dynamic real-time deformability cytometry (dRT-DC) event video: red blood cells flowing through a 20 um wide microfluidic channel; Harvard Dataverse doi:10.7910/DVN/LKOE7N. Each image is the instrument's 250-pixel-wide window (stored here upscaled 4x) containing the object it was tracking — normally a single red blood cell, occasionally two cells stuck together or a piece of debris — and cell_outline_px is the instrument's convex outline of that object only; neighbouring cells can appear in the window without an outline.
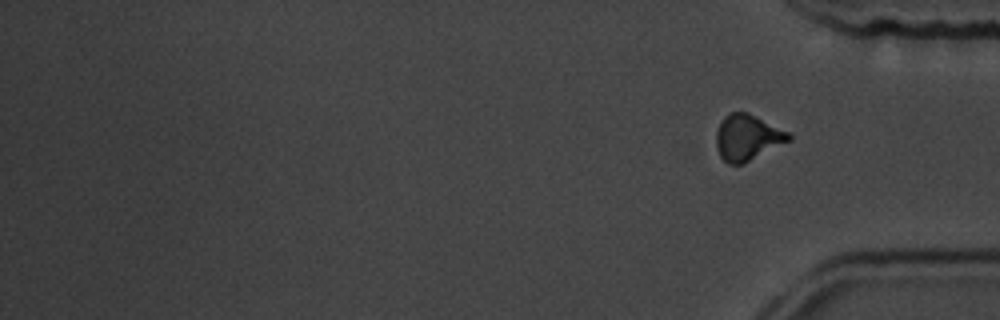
{"species": "common noctule bat (a hibernating species)", "species_latin": "Nyctalus noctula", "temperature_condition": "room temperature", "stored_images_in_passage": 14, "segment_of_instrument_passage": [2, 2], "camera_frame_rate_fps": 3000, "um_per_image_px": 0.085, "animal": {"sex": "male", "body_mass_g": 19.5, "forearm_length_mm": 54.6}, "frame": {"image": 1, "passage_image": 14, "time_ms": 16.333, "image_size_px": [1000, 320], "cell_outline_px": [[792, 140], [744, 164], [728, 164], [720, 156], [716, 148], [716, 132], [724, 116], [732, 112], [748, 112], [792, 132]], "centroid_in_image_um": [63.58, 11.69], "position_along_channel_um": 371.6, "area_um2": 19.83}}